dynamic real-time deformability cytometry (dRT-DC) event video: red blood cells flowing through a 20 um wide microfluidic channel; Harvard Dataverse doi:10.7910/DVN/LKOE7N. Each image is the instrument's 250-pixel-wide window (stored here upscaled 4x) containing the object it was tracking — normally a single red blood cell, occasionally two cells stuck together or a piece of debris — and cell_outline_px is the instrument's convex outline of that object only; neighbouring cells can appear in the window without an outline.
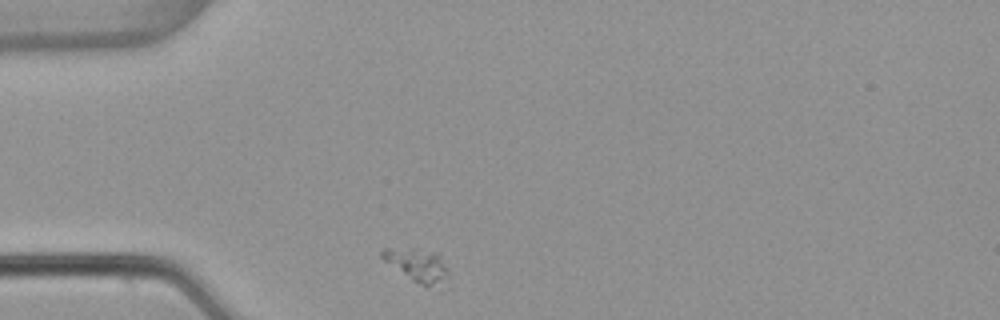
{"species": "common noctule bat (a hibernating species)", "species_latin": "Nyctalus noctula", "temperature_condition": "warm", "stored_images_in_passage": 31, "camera_frame_rate_fps": 3000, "um_per_image_px": 0.085, "animal": {"sex": "female", "body_mass_g": 22.7, "forearm_length_mm": 54.2}, "frame": {"image": 1, "passage_image": 1, "time_ms": 0.0, "image_size_px": [1000, 320], "cell_outline_px": [[448, 288], [440, 292], [412, 280], [384, 260], [380, 256], [380, 252], [384, 248], [416, 248], [440, 252], [448, 268]], "centroid_in_image_um": [35.65, 22.6], "position_along_channel_um": 49.4, "area_um2": 13.76}}
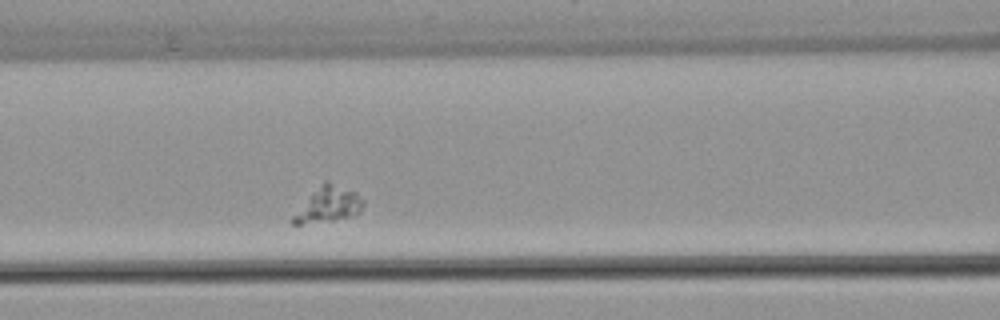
{"frame": {"image": 2, "passage_image": 10, "time_ms": 3.0, "image_size_px": [1000, 320], "cell_outline_px": [[364, 204], [356, 212], [348, 216], [332, 220], [300, 224], [292, 224], [288, 220], [324, 180], [328, 180], [356, 192], [364, 200]], "centroid_in_image_um": [27.86, 17.37], "position_along_channel_um": 138.7, "area_um2": 14.1}}
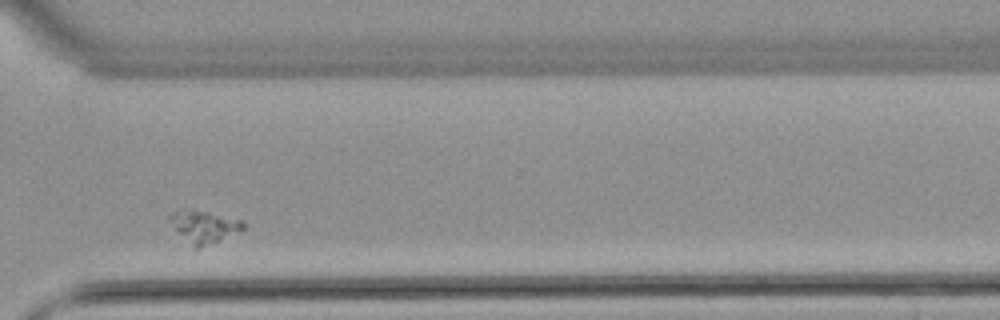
{"frame": {"image": 3, "passage_image": 28, "time_ms": 9.0, "image_size_px": [1000, 320], "cell_outline_px": [[244, 228], [200, 248], [192, 248], [176, 228], [168, 216], [172, 212], [208, 212], [244, 220]], "centroid_in_image_um": [17.38, 19.29], "position_along_channel_um": 353.2, "area_um2": 12.83}}